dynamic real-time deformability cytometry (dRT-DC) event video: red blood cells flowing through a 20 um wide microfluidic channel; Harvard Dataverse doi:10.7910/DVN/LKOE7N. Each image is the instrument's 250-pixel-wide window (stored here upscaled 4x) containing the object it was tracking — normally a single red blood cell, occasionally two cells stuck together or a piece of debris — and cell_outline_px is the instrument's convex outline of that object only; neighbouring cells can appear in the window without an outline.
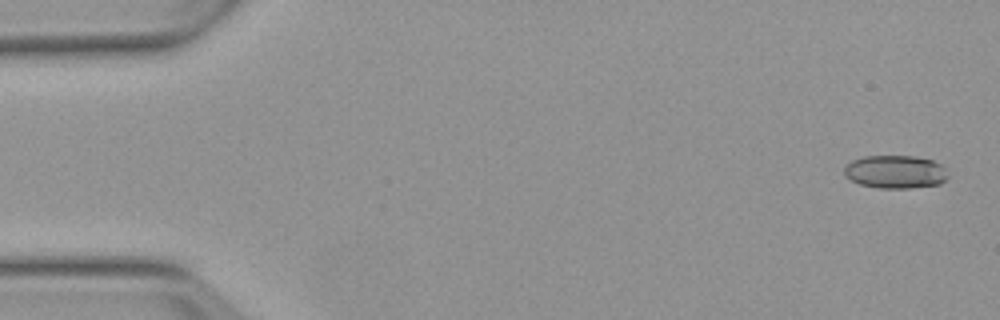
{"species": "Egyptian fruit bat (a non-hibernating species)", "species_latin": "Rousettus aegyptiacus", "temperature_condition": "warm", "stored_images_in_passage": 6, "camera_frame_rate_fps": 3000, "um_per_image_px": 0.085, "animal": {"sex": "female"}, "frame": {"image": 1, "passage_image": 1, "time_ms": 0.0, "image_size_px": [1000, 320], "cell_outline_px": [[948, 176], [940, 184], [908, 188], [880, 188], [860, 184], [844, 176], [844, 168], [852, 160], [864, 156], [916, 156], [932, 160], [940, 164], [944, 168]], "centroid_in_image_um": [76.09, 14.6], "position_along_channel_um": 8.9, "area_um2": 19.94}}
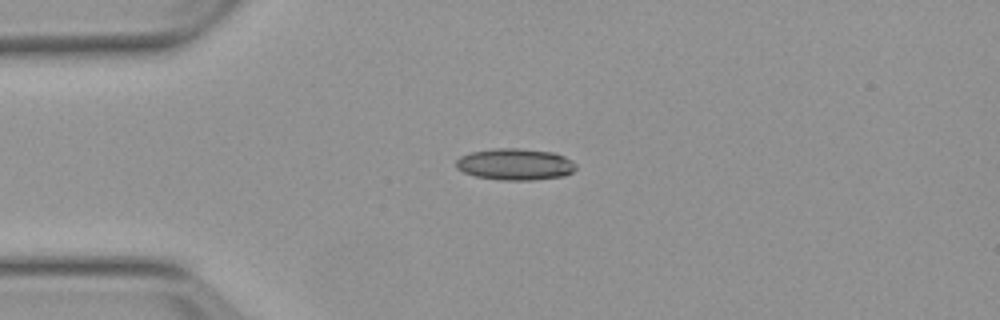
{"frame": {"image": 2, "passage_image": 4, "time_ms": 3.667, "image_size_px": [1000, 320], "cell_outline_px": [[576, 168], [572, 172], [564, 176], [532, 180], [500, 180], [476, 176], [464, 172], [456, 168], [456, 160], [460, 156], [472, 152], [496, 148], [520, 148], [552, 152], [564, 156], [572, 160], [576, 164]], "centroid_in_image_um": [43.8, 13.96], "position_along_channel_um": 41.2, "area_um2": 22.08}}